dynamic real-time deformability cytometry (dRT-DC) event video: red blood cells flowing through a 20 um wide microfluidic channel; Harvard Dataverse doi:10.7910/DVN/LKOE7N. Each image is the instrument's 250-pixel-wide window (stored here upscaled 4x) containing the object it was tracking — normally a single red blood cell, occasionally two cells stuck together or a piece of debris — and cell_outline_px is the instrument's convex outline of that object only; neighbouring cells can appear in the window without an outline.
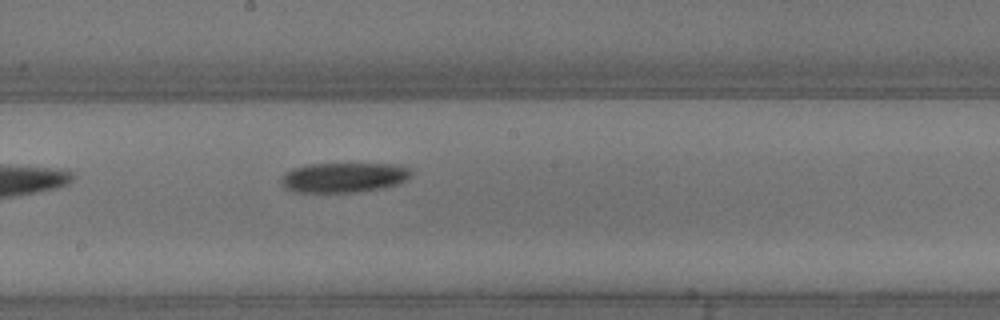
{"species": "common noctule bat (a hibernating species)", "species_latin": "Nyctalus noctula", "temperature_condition": "warm", "stored_images_in_passage": 6, "camera_frame_rate_fps": 3000, "um_per_image_px": 0.085, "animal": {"sex": "male", "body_mass_g": 13.3}, "frame": {"image": 1, "passage_image": 6, "time_ms": 1.667, "image_size_px": [1000, 320], "cell_outline_px": [[412, 176], [408, 180], [400, 184], [360, 192], [296, 192], [288, 188], [280, 180], [280, 176], [284, 172], [292, 168], [308, 164], [400, 164], [412, 168]], "centroid_in_image_um": [29.29, 15.07], "position_along_channel_um": 218.9, "area_um2": 22.95}}